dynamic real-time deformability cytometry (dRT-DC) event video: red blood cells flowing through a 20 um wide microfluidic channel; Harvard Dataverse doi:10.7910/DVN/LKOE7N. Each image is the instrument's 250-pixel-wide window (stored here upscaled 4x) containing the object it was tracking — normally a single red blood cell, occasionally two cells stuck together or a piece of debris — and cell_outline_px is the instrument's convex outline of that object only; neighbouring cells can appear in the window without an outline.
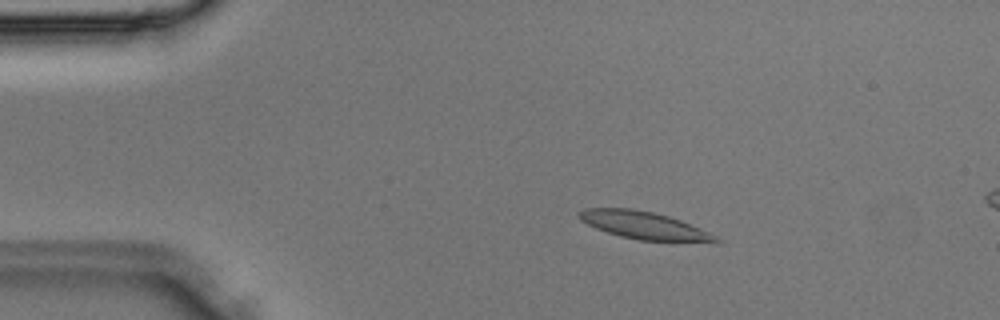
{"species": "Egyptian fruit bat (a non-hibernating species)", "species_latin": "Rousettus aegyptiacus", "temperature_condition": "room temperature", "stored_images_in_passage": 11, "camera_frame_rate_fps": 3000, "um_per_image_px": 0.085, "animal": {"sex": "male"}, "frame": {"image": 1, "passage_image": 7, "time_ms": 2.0, "image_size_px": [1000, 320], "cell_outline_px": [[724, 240], [640, 240], [620, 236], [596, 228], [580, 220], [576, 216], [576, 212], [584, 208], [632, 208], [652, 212], [668, 216], [680, 220], [700, 228]], "centroid_in_image_um": [54.58, 19.11], "position_along_channel_um": 30.4, "area_um2": 21.27}}